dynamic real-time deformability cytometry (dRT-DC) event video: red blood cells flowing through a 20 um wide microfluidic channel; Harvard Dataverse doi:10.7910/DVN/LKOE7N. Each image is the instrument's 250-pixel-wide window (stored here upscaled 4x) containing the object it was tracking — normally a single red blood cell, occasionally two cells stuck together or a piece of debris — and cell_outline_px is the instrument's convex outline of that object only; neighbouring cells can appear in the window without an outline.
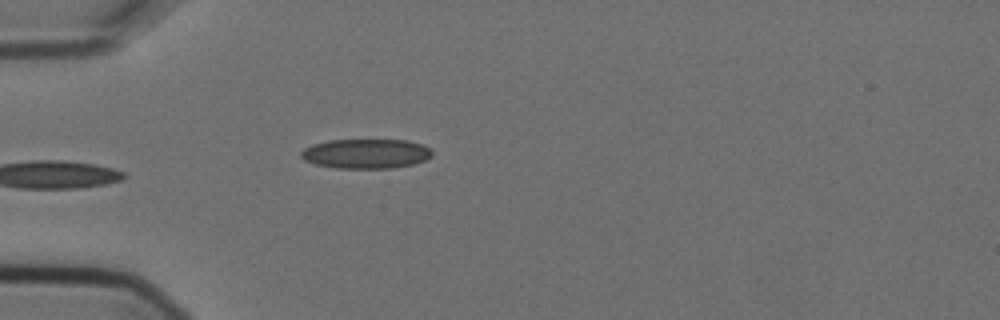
{"species": "Egyptian fruit bat (a non-hibernating species)", "species_latin": "Rousettus aegyptiacus", "temperature_condition": "cold", "stored_images_in_passage": 5, "camera_frame_rate_fps": 3000, "um_per_image_px": 0.085, "animal": {"sex": "female"}, "frame": {"image": 1, "passage_image": 5, "time_ms": 1.333, "image_size_px": [1000, 320], "cell_outline_px": [[432, 156], [424, 160], [412, 164], [392, 168], [336, 168], [316, 164], [304, 160], [300, 156], [300, 152], [304, 148], [312, 144], [328, 140], [404, 140], [424, 144], [432, 152]], "centroid_in_image_um": [31.08, 13.06], "position_along_channel_um": 53.9, "area_um2": 22.6}}